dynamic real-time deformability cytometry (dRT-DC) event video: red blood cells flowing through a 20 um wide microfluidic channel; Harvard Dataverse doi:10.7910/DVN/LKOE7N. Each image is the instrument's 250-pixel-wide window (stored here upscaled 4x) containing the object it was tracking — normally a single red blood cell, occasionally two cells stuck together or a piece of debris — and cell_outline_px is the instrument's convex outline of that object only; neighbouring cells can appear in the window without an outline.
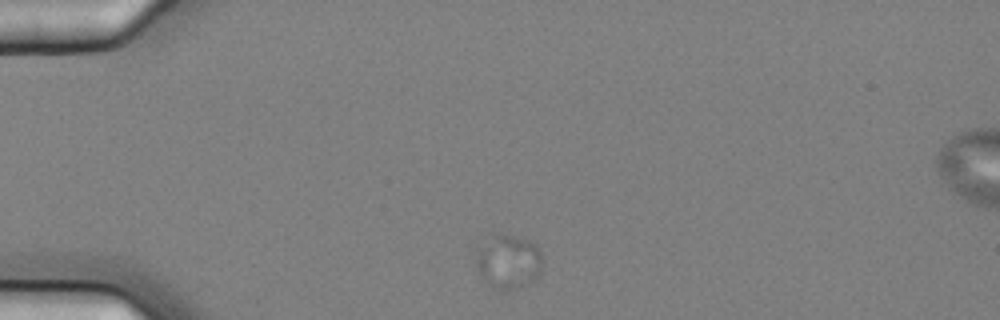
{"species": "common noctule bat (a hibernating species)", "species_latin": "Nyctalus noctula", "temperature_condition": "cold", "stored_images_in_passage": 13, "camera_frame_rate_fps": 3000, "um_per_image_px": 0.085, "animal": {"sex": "female", "body_mass_g": 25.1}, "frame": {"image": 1, "passage_image": 1, "time_ms": 0.0, "image_size_px": [1000, 320], "cell_outline_px": [[540, 272], [528, 284], [512, 288], [492, 288], [480, 276], [476, 264], [476, 256], [496, 236], [512, 236], [528, 240], [536, 244], [540, 252]], "centroid_in_image_um": [43.25, 22.29], "position_along_channel_um": 41.8, "area_um2": 19.54}}
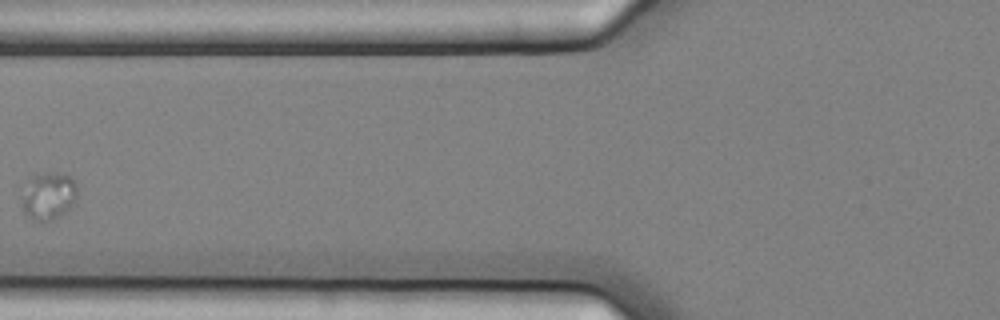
{"frame": {"image": 2, "passage_image": 3, "time_ms": 0.667, "image_size_px": [1000, 320], "cell_outline_px": [[76, 196], [72, 204], [64, 212], [52, 220], [32, 220], [24, 212], [20, 204], [28, 176], [48, 172], [68, 176], [76, 184]], "centroid_in_image_um": [4.05, 16.64], "position_along_channel_um": 121.7, "area_um2": 15.14}}
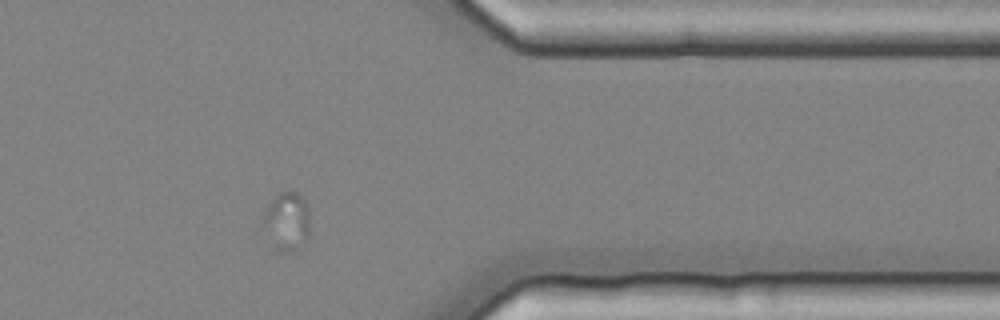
{"frame": {"image": 3, "passage_image": 10, "time_ms": 3.0, "image_size_px": [1000, 320], "cell_outline_px": [[308, 240], [304, 244], [288, 252], [276, 252], [260, 224], [260, 220], [268, 204], [280, 192], [296, 192], [304, 200], [308, 208]], "centroid_in_image_um": [24.33, 18.86], "position_along_channel_um": 387.1, "area_um2": 16.18}}